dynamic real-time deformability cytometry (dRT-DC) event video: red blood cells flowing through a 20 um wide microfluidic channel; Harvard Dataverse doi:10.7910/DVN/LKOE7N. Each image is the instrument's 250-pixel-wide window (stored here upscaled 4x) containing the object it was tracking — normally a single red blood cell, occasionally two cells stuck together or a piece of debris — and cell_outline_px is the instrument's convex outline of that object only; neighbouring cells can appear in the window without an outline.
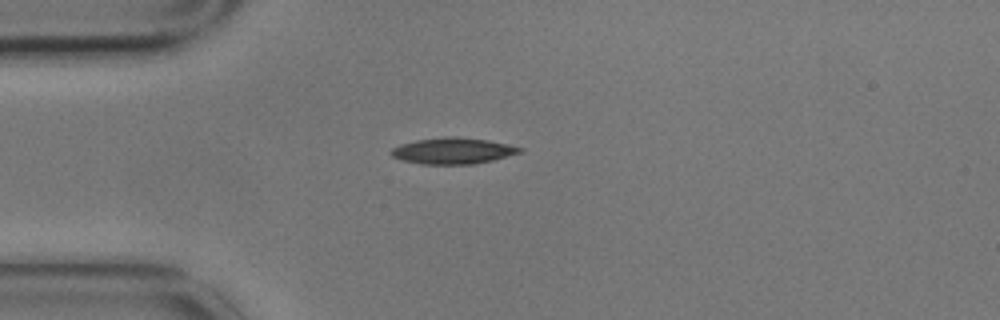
{"species": "common noctule bat (a hibernating species)", "species_latin": "Nyctalus noctula", "temperature_condition": "cold", "stored_images_in_passage": 12, "camera_frame_rate_fps": 3000, "um_per_image_px": 0.085, "animal": {"sex": "male", "body_mass_g": 17.9}, "frame": {"image": 1, "passage_image": 1, "time_ms": 0.0, "image_size_px": [1000, 320], "cell_outline_px": [[524, 148], [520, 152], [492, 160], [472, 164], [420, 164], [404, 160], [392, 156], [392, 148], [400, 144], [416, 140], [448, 136], [456, 136], [488, 140], [508, 144]], "centroid_in_image_um": [38.5, 12.81], "position_along_channel_um": 46.5, "area_um2": 19.42}}
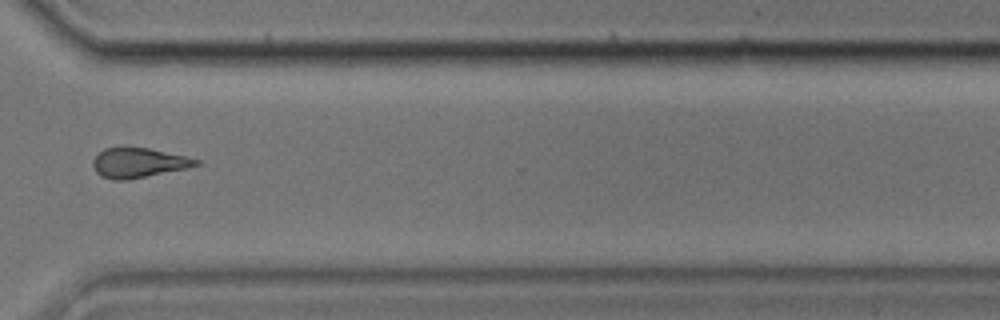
{"frame": {"image": 2, "passage_image": 9, "time_ms": 2.667, "image_size_px": [1000, 320], "cell_outline_px": [[200, 164], [188, 168], [128, 180], [112, 180], [100, 176], [96, 172], [92, 164], [92, 160], [104, 148], [148, 148], [184, 156], [200, 160]], "centroid_in_image_um": [11.75, 13.86], "position_along_channel_um": 358.8, "area_um2": 17.74}}